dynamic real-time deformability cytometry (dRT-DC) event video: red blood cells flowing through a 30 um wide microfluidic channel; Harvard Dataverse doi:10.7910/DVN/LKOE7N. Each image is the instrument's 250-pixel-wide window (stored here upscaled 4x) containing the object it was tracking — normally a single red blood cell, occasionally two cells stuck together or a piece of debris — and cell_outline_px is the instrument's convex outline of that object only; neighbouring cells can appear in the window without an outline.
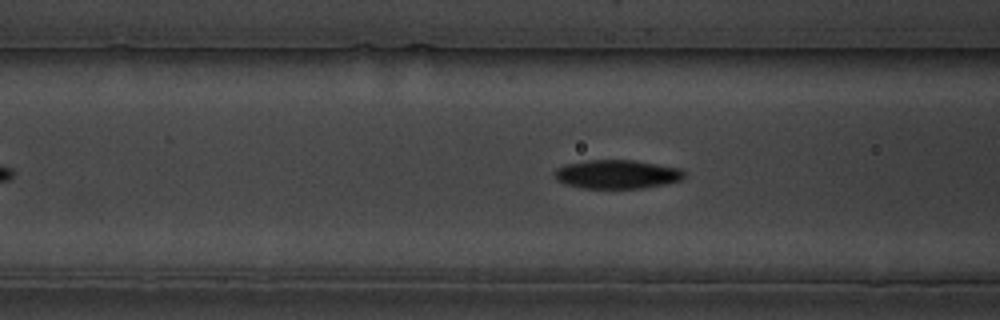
{"species": "common noctule bat (a hibernating species)", "species_latin": "Nyctalus noctula", "temperature_condition": "cold", "stored_images_in_passage": 39, "camera_frame_rate_fps": 3000, "um_per_image_px": 0.085, "animal": {"sex": "male", "body_mass_g": 19.5, "forearm_length_mm": 54.6}, "frame": {"image": 1, "passage_image": 10, "time_ms": 3.0, "image_size_px": [1000, 320], "cell_outline_px": [[684, 176], [680, 180], [664, 184], [644, 188], [580, 188], [564, 184], [556, 180], [552, 172], [556, 168], [564, 164], [588, 160], [632, 160], [680, 168], [684, 172]], "centroid_in_image_um": [52.37, 14.81], "position_along_channel_um": 114.2, "area_um2": 21.85}}
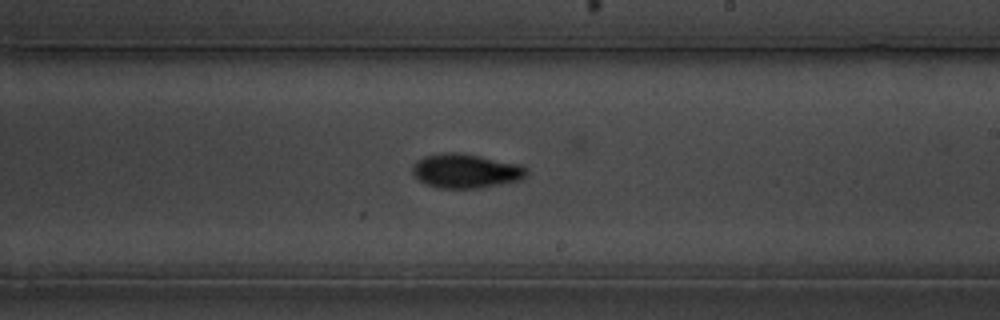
{"frame": {"image": 2, "passage_image": 22, "time_ms": 7.0, "image_size_px": [1000, 320], "cell_outline_px": [[528, 172], [520, 180], [480, 188], [440, 188], [424, 184], [412, 172], [412, 168], [424, 156], [444, 152], [456, 152], [480, 156], [520, 164], [528, 168]], "centroid_in_image_um": [39.62, 14.53], "position_along_channel_um": 249.4, "area_um2": 22.6}}
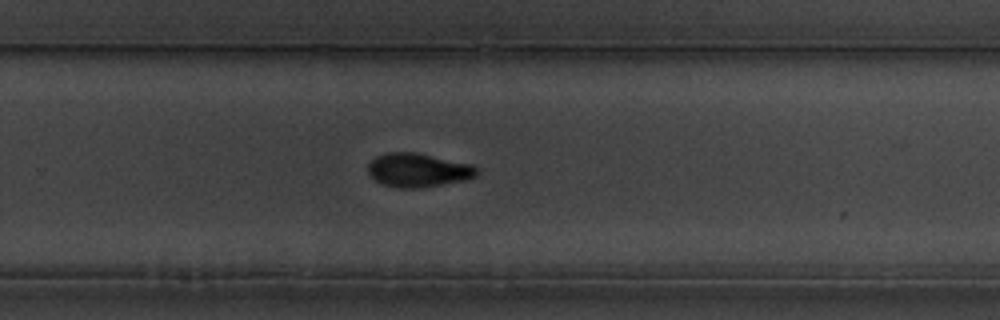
{"frame": {"image": 3, "passage_image": 26, "time_ms": 8.333, "image_size_px": [1000, 320], "cell_outline_px": [[480, 172], [476, 176], [464, 180], [420, 188], [400, 188], [384, 184], [376, 180], [368, 172], [368, 164], [376, 156], [388, 152], [416, 152], [472, 164]], "centroid_in_image_um": [35.55, 14.45], "position_along_channel_um": 294.2, "area_um2": 21.33}, "authors_computed_cell_mechanics": {"area_um2": 21.7906, "velocity_mm_per_s": 3.3935, "shape_relaxation_time_tau1_ms": 3.6321, "shape_relaxation_time_tau2_ms": 3.804, "deformation_change_tau1": 0.1493, "deformation_change_tau2": 0.0688}}